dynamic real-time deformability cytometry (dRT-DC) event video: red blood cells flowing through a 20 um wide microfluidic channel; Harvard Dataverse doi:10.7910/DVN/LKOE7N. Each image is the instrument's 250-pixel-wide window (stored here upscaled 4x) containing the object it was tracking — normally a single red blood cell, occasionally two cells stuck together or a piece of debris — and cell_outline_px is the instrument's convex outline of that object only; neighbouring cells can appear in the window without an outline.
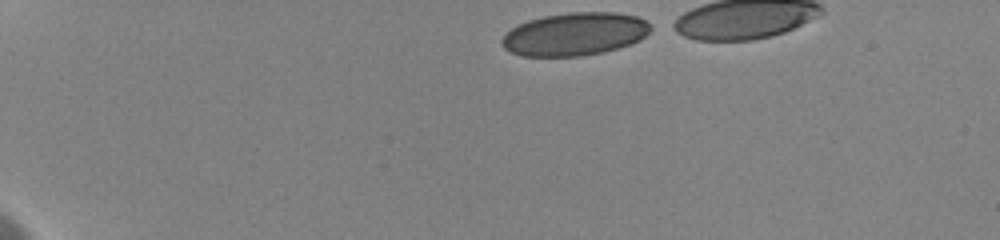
{"species": "human", "species_latin": "Homo sapiens", "temperature_condition": "cold", "stored_images_in_passage": 31, "camera_frame_rate_fps": 3000, "um_per_image_px": 0.085, "donor": {"sex": "female"}, "frame": {"image": 1, "passage_image": 1, "time_ms": 0.0, "image_size_px": [1000, 240], "cell_outline_px": [[656, 28], [640, 40], [632, 44], [600, 52], [580, 56], [524, 56], [512, 52], [504, 48], [500, 44], [500, 40], [512, 28], [528, 20], [544, 16], [572, 12], [616, 12], [636, 16], [648, 20]], "centroid_in_image_um": [48.93, 2.88], "position_along_channel_um": 36.1, "area_um2": 37.4}}
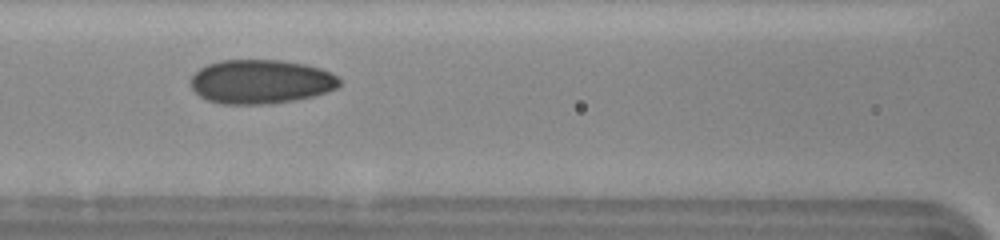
{"frame": {"image": 2, "passage_image": 26, "time_ms": 5.333, "image_size_px": [1000, 240], "cell_outline_px": [[340, 84], [336, 88], [312, 96], [292, 100], [264, 104], [224, 104], [208, 100], [200, 96], [192, 88], [188, 80], [200, 68], [208, 64], [220, 60], [280, 60], [304, 64], [320, 68], [332, 72], [340, 80]], "centroid_in_image_um": [22.14, 6.93], "position_along_channel_um": 144.5, "area_um2": 38.03}}